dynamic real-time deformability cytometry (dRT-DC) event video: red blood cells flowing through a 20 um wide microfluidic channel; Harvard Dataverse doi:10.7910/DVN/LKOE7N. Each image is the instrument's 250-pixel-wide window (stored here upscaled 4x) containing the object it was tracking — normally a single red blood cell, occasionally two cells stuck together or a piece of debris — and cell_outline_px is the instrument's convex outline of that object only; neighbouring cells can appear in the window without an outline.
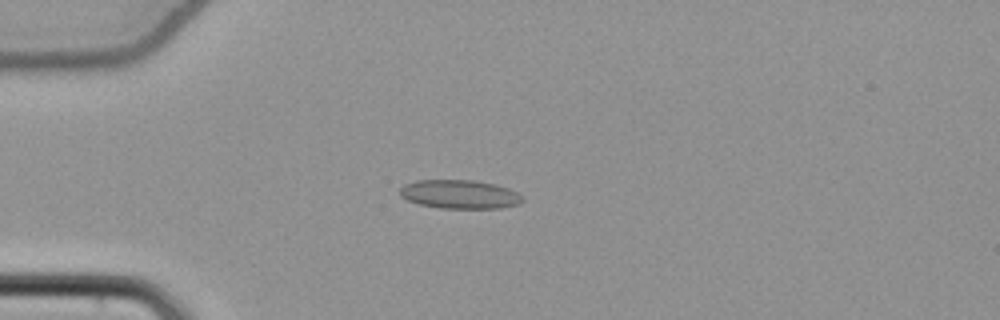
{"species": "common noctule bat (a hibernating species)", "species_latin": "Nyctalus noctula", "temperature_condition": "cold", "stored_images_in_passage": 41, "camera_frame_rate_fps": 3000, "um_per_image_px": 0.085, "animal": {"sex": "female", "body_mass_g": 22.7, "forearm_length_mm": 54.2}, "frame": {"image": 1, "passage_image": 2, "time_ms": 0.333, "image_size_px": [1000, 320], "cell_outline_px": [[524, 200], [520, 204], [500, 208], [440, 208], [420, 204], [408, 200], [400, 196], [400, 188], [404, 184], [416, 180], [472, 180], [496, 184], [508, 188], [524, 196]], "centroid_in_image_um": [39.09, 16.51], "position_along_channel_um": 45.9, "area_um2": 20.63}}
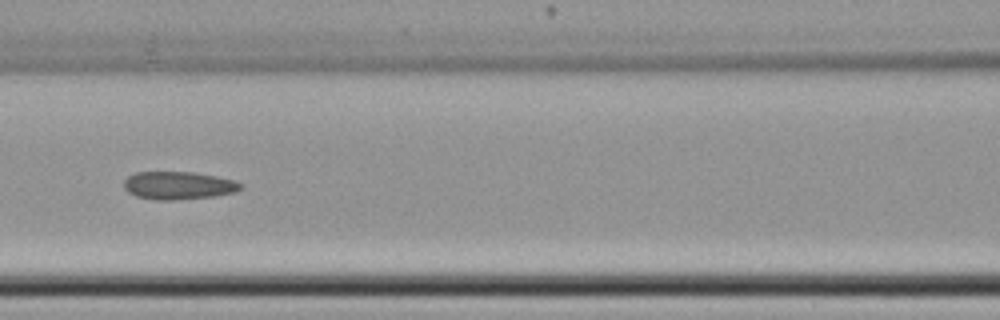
{"frame": {"image": 2, "passage_image": 12, "time_ms": 3.667, "image_size_px": [1000, 320], "cell_outline_px": [[244, 188], [236, 192], [216, 196], [172, 200], [156, 200], [136, 196], [128, 192], [124, 188], [124, 180], [128, 176], [136, 172], [196, 172], [236, 180], [244, 184]], "centroid_in_image_um": [15.22, 15.76], "position_along_channel_um": 151.4, "area_um2": 19.25}}
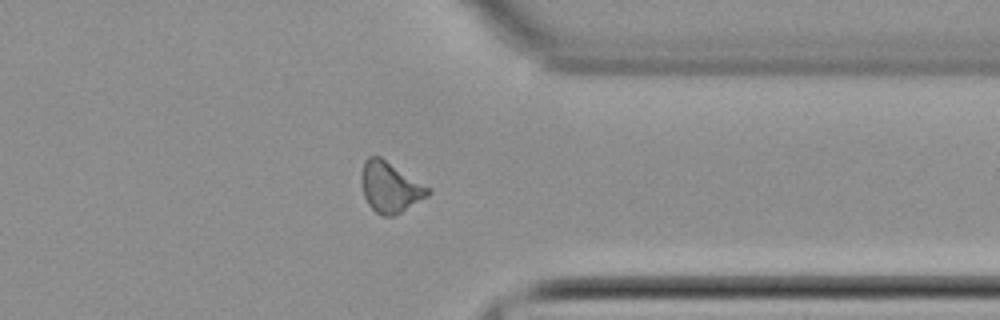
{"frame": {"image": 3, "passage_image": 30, "time_ms": 9.667, "image_size_px": [1000, 320], "cell_outline_px": [[432, 192], [428, 196], [400, 212], [392, 216], [380, 216], [368, 204], [364, 196], [360, 180], [360, 176], [364, 160], [368, 156], [380, 156], [432, 188]], "centroid_in_image_um": [33.16, 15.89], "position_along_channel_um": 378.2, "area_um2": 19.83}, "authors_computed_cell_mechanics": {"area_um2": 18.785, "velocity_mm_per_s": 3.8593, "shape_relaxation_time_tau1_ms": null, "shape_relaxation_time_tau2_ms": 4.8092, "deformation_change_tau1": null, "deformation_change_tau2": 0.1334}}